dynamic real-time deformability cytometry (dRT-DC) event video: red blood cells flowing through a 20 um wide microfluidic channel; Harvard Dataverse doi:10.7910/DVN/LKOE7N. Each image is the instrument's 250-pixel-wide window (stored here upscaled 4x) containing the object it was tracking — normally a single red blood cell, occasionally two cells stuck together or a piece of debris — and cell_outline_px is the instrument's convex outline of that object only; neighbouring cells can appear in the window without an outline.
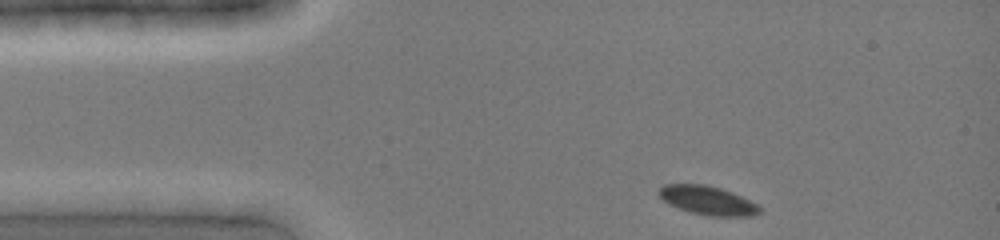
{"species": "common noctule bat (a hibernating species)", "species_latin": "Nyctalus noctula", "temperature_condition": "cold", "stored_images_in_passage": 7, "camera_frame_rate_fps": 3000, "um_per_image_px": 0.085, "animal": {"sex": "female", "body_mass_g": 19.0, "forearm_length_mm": 51.5}, "frame": {"image": 1, "passage_image": 1, "time_ms": 0.0, "image_size_px": [1000, 240], "cell_outline_px": [[760, 212], [752, 216], [708, 216], [692, 212], [668, 204], [656, 192], [664, 184], [704, 184], [720, 188], [732, 192], [756, 204], [760, 208]], "centroid_in_image_um": [60.12, 17.03], "position_along_channel_um": 24.9, "area_um2": 16.7}}